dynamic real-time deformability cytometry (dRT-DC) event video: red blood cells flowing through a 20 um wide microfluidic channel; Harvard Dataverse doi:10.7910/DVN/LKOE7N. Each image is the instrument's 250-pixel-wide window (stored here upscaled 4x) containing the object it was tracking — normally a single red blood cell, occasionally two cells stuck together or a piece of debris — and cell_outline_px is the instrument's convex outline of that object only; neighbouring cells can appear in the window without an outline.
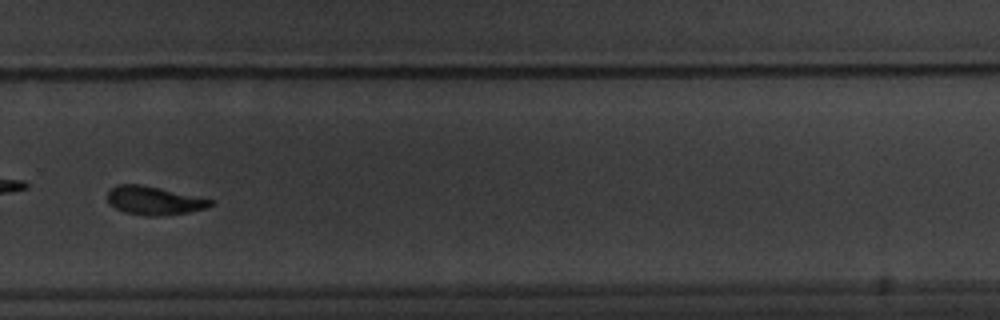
{"species": "common noctule bat (a hibernating species)", "species_latin": "Nyctalus noctula", "temperature_condition": "warm", "stored_images_in_passage": 18, "camera_frame_rate_fps": 3000, "um_per_image_px": 0.085, "animal": {"sex": "male", "body_mass_g": 20.1, "forearm_length_mm": 53.5}, "frame": {"image": 1, "passage_image": 13, "time_ms": 14.333, "image_size_px": [1000, 320], "cell_outline_px": [[212, 204], [208, 208], [188, 212], [160, 216], [144, 216], [124, 212], [116, 208], [108, 200], [108, 192], [116, 184], [140, 184], [212, 200]], "centroid_in_image_um": [13.07, 17.06], "position_along_channel_um": 316.7, "area_um2": 16.76}, "authors_computed_cell_mechanics": {"area_um2": 17.1088, "velocity_mm_per_s": 3.3491, "shape_relaxation_time_tau1_ms": 6.8396, "shape_relaxation_time_tau2_ms": null, "deformation_change_tau1": 0.1573, "deformation_change_tau2": null}}